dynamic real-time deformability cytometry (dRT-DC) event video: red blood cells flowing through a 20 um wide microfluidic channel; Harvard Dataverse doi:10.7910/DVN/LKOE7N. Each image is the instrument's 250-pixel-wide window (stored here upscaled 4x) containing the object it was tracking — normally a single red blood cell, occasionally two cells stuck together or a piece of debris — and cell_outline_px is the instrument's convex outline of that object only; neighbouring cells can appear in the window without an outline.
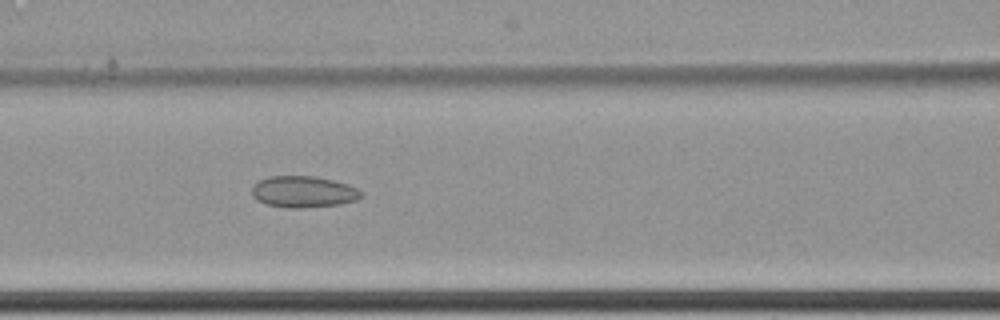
{"species": "common noctule bat (a hibernating species)", "species_latin": "Nyctalus noctula", "temperature_condition": "cold", "stored_images_in_passage": 5, "camera_frame_rate_fps": 3000, "um_per_image_px": 0.085, "animal": {"sex": "female", "body_mass_g": 22.7, "forearm_length_mm": 54.2}, "frame": {"image": 1, "passage_image": 5, "time_ms": 1.333, "image_size_px": [1000, 320], "cell_outline_px": [[364, 192], [356, 200], [340, 204], [300, 208], [288, 208], [268, 204], [256, 200], [252, 196], [252, 188], [260, 180], [268, 176], [316, 176], [348, 184]], "centroid_in_image_um": [25.79, 16.3], "position_along_channel_um": 140.8, "area_um2": 19.94}}